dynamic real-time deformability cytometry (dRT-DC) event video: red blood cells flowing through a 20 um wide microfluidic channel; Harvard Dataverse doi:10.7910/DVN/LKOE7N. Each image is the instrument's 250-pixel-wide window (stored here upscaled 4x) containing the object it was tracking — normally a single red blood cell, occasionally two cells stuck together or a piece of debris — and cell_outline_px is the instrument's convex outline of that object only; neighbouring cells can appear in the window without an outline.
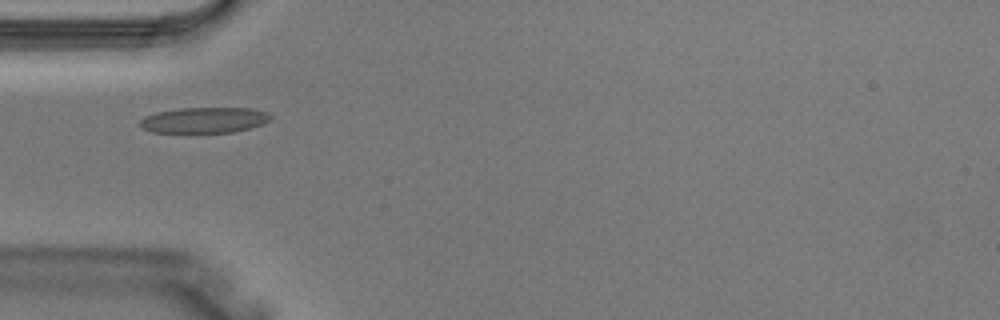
{"species": "Egyptian fruit bat (a non-hibernating species)", "species_latin": "Rousettus aegyptiacus", "temperature_condition": "warm", "stored_images_in_passage": 1, "camera_frame_rate_fps": 3000, "um_per_image_px": 0.085, "animal": {"sex": "male"}, "frame": {"image": 1, "passage_image": 1, "time_ms": 0.0, "image_size_px": [1000, 320], "cell_outline_px": [[272, 116], [264, 124], [232, 132], [152, 132], [144, 128], [140, 124], [140, 120], [144, 116], [156, 112], [180, 108], [252, 108], [268, 112]], "centroid_in_image_um": [17.38, 10.2], "position_along_channel_um": 67.6, "area_um2": 19.42}}